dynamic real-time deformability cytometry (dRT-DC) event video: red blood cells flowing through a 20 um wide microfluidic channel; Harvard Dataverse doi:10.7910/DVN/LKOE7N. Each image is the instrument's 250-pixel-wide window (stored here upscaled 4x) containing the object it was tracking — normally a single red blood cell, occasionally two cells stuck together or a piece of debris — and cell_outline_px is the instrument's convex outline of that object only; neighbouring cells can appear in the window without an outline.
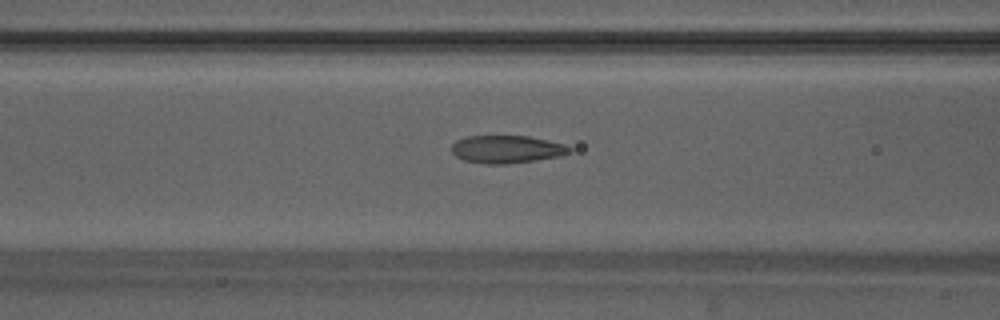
{"species": "Egyptian fruit bat (a non-hibernating species)", "species_latin": "Rousettus aegyptiacus", "temperature_condition": "warm", "stored_images_in_passage": 39, "camera_frame_rate_fps": 3000, "um_per_image_px": 0.085, "animal": {"sex": "male"}, "frame": {"image": 1, "passage_image": 10, "time_ms": 3.0, "image_size_px": [1000, 320], "cell_outline_px": [[572, 152], [560, 156], [536, 160], [508, 164], [484, 164], [464, 160], [456, 156], [452, 152], [452, 144], [456, 140], [468, 136], [528, 136], [564, 144], [572, 148]], "centroid_in_image_um": [43.07, 12.69], "position_along_channel_um": 123.5, "area_um2": 19.07}}
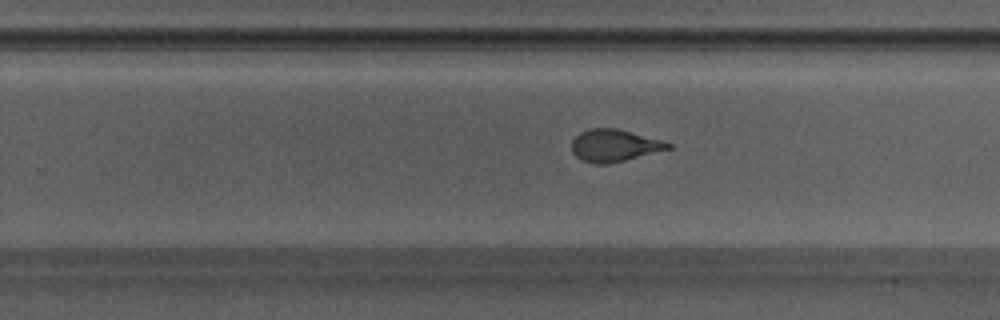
{"frame": {"image": 2, "passage_image": 21, "time_ms": 6.667, "image_size_px": [1000, 320], "cell_outline_px": [[672, 148], [608, 164], [596, 164], [584, 160], [576, 156], [572, 152], [572, 140], [580, 132], [588, 128], [616, 128], [660, 140], [672, 144]], "centroid_in_image_um": [52.18, 12.36], "position_along_channel_um": 277.6, "area_um2": 17.8}}
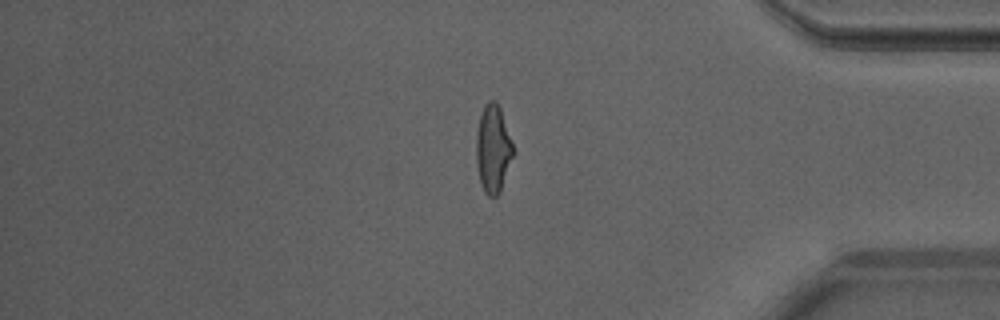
{"frame": {"image": 3, "passage_image": 31, "time_ms": 10.0, "image_size_px": [1000, 320], "cell_outline_px": [[516, 152], [500, 192], [496, 196], [488, 196], [484, 192], [480, 184], [476, 164], [476, 136], [480, 116], [484, 104], [488, 100], [496, 100], [500, 108]], "centroid_in_image_um": [41.92, 12.67], "position_along_channel_um": 393.3, "area_um2": 19.31}, "authors_computed_cell_mechanics": {"area_um2": 19.074, "velocity_mm_per_s": 4.2143, "shape_relaxation_time_tau1_ms": 5.4367, "shape_relaxation_time_tau2_ms": 0.9421, "deformation_change_tau1": 0.2102, "deformation_change_tau2": 0.0804}}